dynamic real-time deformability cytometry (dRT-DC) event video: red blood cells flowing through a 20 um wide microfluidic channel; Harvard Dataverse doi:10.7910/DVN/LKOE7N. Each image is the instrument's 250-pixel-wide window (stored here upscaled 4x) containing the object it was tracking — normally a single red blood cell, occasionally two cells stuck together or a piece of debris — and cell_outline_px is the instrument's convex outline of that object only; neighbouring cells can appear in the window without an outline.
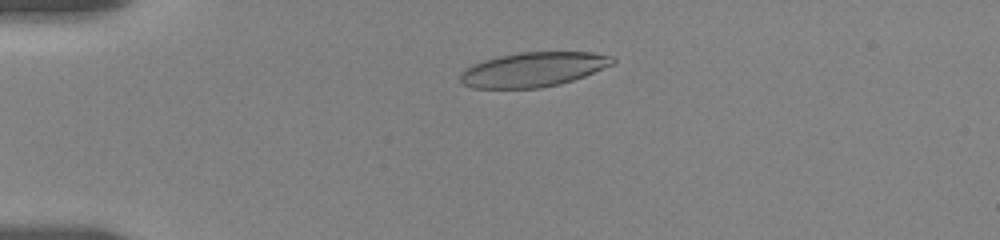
{"species": "human", "species_latin": "Homo sapiens", "temperature_condition": "room temperature", "stored_images_in_passage": 5, "camera_frame_rate_fps": 3000, "um_per_image_px": 0.085, "donor": {"sex": "female"}, "frame": {"image": 1, "passage_image": 2, "time_ms": 0.667, "image_size_px": [1000, 240], "cell_outline_px": [[616, 64], [584, 76], [560, 84], [540, 88], [472, 88], [464, 84], [460, 80], [460, 72], [464, 68], [472, 64], [484, 60], [500, 56], [520, 52], [592, 52], [616, 56]], "centroid_in_image_um": [45.37, 5.9], "position_along_channel_um": 39.6, "area_um2": 30.92}}
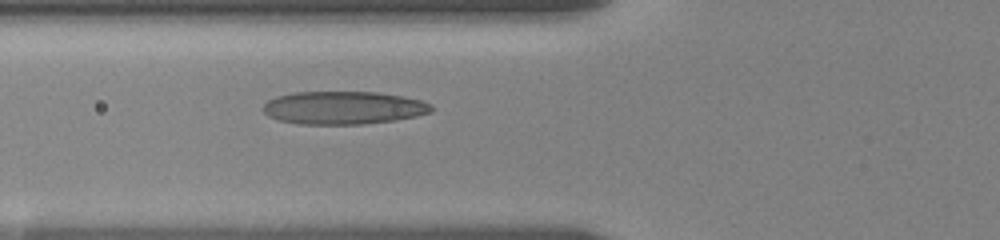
{"frame": {"image": 2, "passage_image": 5, "time_ms": 3.333, "image_size_px": [1000, 240], "cell_outline_px": [[432, 112], [416, 116], [396, 120], [360, 124], [300, 124], [280, 120], [268, 116], [264, 112], [264, 104], [268, 100], [276, 96], [296, 92], [376, 92], [404, 96], [420, 100], [432, 104]], "centroid_in_image_um": [29.21, 9.16], "position_along_channel_um": 96.6, "area_um2": 32.31}}